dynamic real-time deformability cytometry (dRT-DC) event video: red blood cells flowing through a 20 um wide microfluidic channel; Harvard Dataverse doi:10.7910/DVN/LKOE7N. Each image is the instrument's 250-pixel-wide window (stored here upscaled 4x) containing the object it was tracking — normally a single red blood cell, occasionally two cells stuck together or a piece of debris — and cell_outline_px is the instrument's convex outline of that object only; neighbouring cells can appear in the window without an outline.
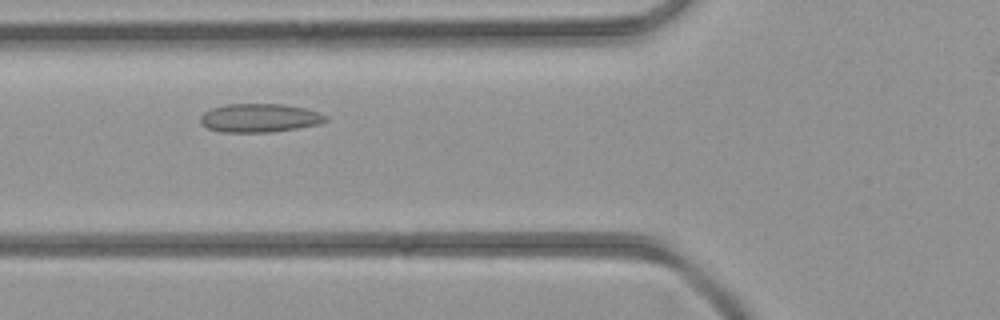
{"species": "common noctule bat (a hibernating species)", "species_latin": "Nyctalus noctula", "temperature_condition": "room temperature", "stored_images_in_passage": 33, "camera_frame_rate_fps": 3000, "um_per_image_px": 0.085, "animal": {"sex": "female", "body_mass_g": 21.9}, "frame": {"image": 1, "passage_image": 9, "time_ms": 2.667, "image_size_px": [1000, 320], "cell_outline_px": [[328, 120], [320, 124], [272, 132], [220, 132], [208, 128], [200, 124], [200, 116], [204, 112], [212, 108], [228, 104], [284, 104], [304, 108], [320, 112], [328, 116]], "centroid_in_image_um": [22.07, 10.03], "position_along_channel_um": 103.7, "area_um2": 20.98}}
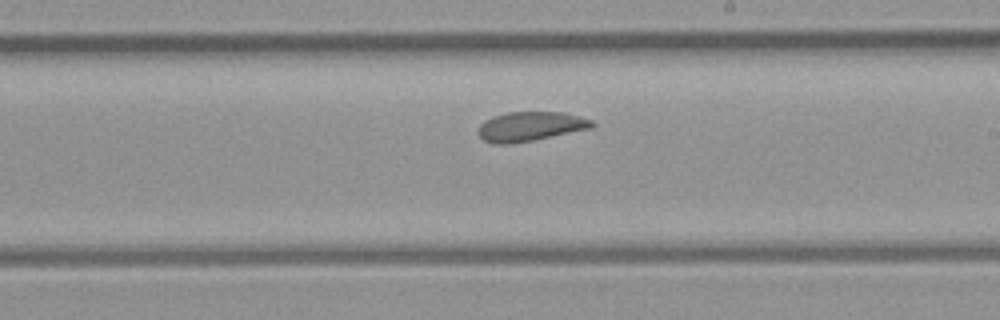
{"frame": {"image": 2, "passage_image": 18, "time_ms": 5.667, "image_size_px": [1000, 320], "cell_outline_px": [[596, 124], [592, 128], [512, 144], [492, 144], [484, 140], [476, 132], [480, 124], [484, 120], [492, 116], [508, 112], [564, 112], [580, 116], [592, 120]], "centroid_in_image_um": [45.05, 10.74], "position_along_channel_um": 243.9, "area_um2": 19.65}}
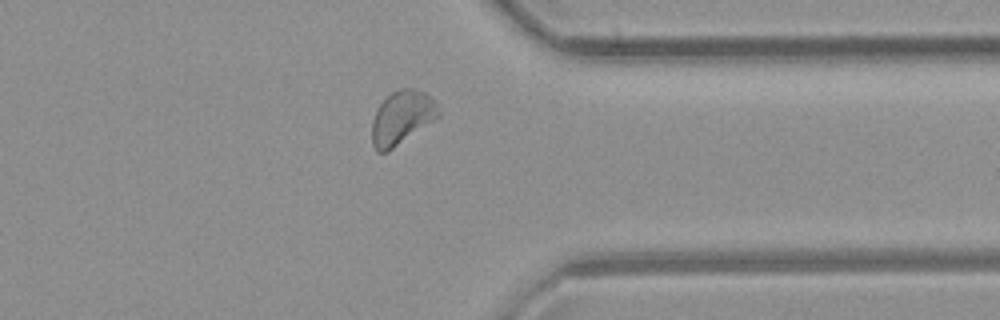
{"frame": {"image": 3, "passage_image": 27, "time_ms": 8.667, "image_size_px": [1000, 320], "cell_outline_px": [[440, 116], [388, 152], [376, 152], [372, 144], [372, 120], [376, 108], [392, 92], [400, 88], [416, 88], [424, 92], [436, 100], [440, 112]], "centroid_in_image_um": [34.16, 9.99], "position_along_channel_um": 377.2, "area_um2": 20.98}}